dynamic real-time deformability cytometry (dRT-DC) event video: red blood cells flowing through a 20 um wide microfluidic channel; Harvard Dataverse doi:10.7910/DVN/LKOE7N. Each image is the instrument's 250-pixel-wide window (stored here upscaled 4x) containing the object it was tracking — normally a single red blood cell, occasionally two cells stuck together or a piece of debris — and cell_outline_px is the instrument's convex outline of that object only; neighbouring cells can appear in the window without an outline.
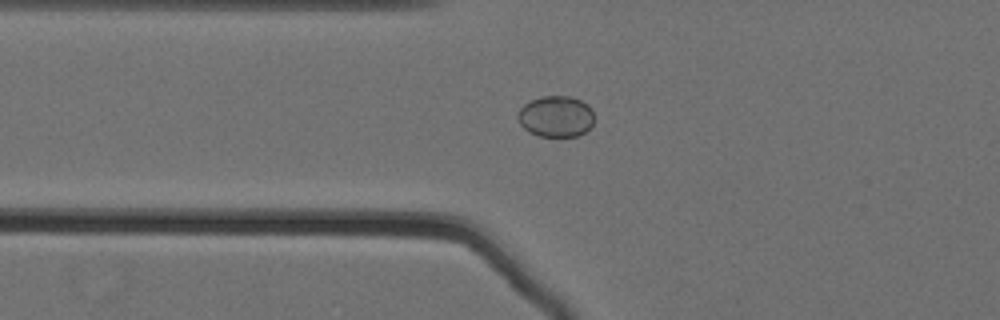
{"species": "Egyptian fruit bat (a non-hibernating species)", "species_latin": "Rousettus aegyptiacus", "temperature_condition": "cold", "stored_images_in_passage": 44, "camera_frame_rate_fps": 3000, "um_per_image_px": 0.085, "animal": {"sex": "female"}, "frame": {"image": 1, "passage_image": 14, "time_ms": 4.333, "image_size_px": [1000, 320], "cell_outline_px": [[592, 124], [584, 132], [576, 136], [540, 136], [528, 132], [520, 124], [516, 116], [520, 108], [524, 104], [540, 96], [568, 96], [580, 100], [588, 104], [592, 108]], "centroid_in_image_um": [47.22, 9.89], "position_along_channel_um": 78.6, "area_um2": 18.26}}
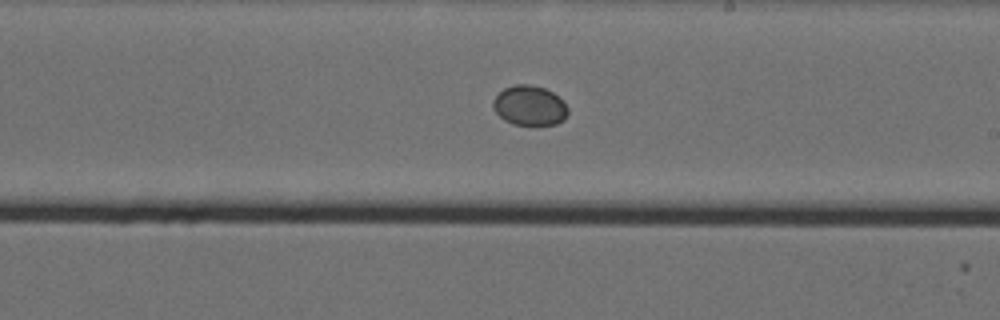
{"frame": {"image": 2, "passage_image": 28, "time_ms": 9.0, "image_size_px": [1000, 320], "cell_outline_px": [[568, 112], [564, 120], [556, 124], [512, 124], [504, 120], [492, 108], [492, 100], [504, 88], [516, 84], [528, 84], [544, 88], [552, 92], [568, 108]], "centroid_in_image_um": [44.98, 8.97], "position_along_channel_um": 244.0, "area_um2": 17.17}}
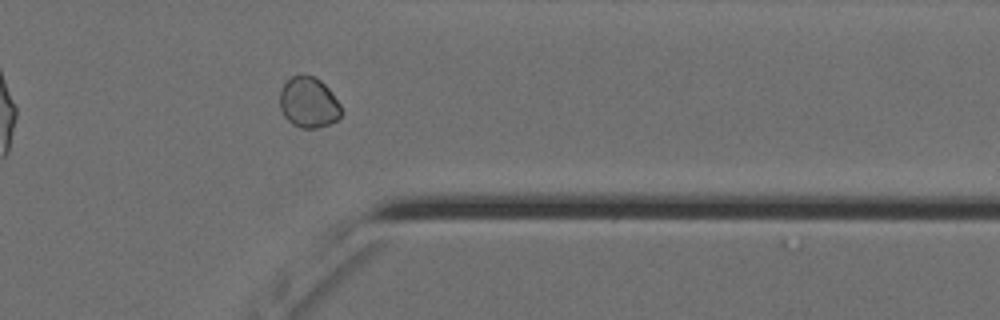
{"frame": {"image": 3, "passage_image": 40, "time_ms": 13.0, "image_size_px": [1000, 320], "cell_outline_px": [[344, 112], [336, 120], [328, 124], [316, 128], [300, 128], [292, 124], [284, 116], [280, 108], [280, 92], [284, 84], [292, 76], [312, 76], [320, 80], [332, 92], [340, 104]], "centroid_in_image_um": [26.25, 8.73], "position_along_channel_um": 385.2, "area_um2": 18.03}}